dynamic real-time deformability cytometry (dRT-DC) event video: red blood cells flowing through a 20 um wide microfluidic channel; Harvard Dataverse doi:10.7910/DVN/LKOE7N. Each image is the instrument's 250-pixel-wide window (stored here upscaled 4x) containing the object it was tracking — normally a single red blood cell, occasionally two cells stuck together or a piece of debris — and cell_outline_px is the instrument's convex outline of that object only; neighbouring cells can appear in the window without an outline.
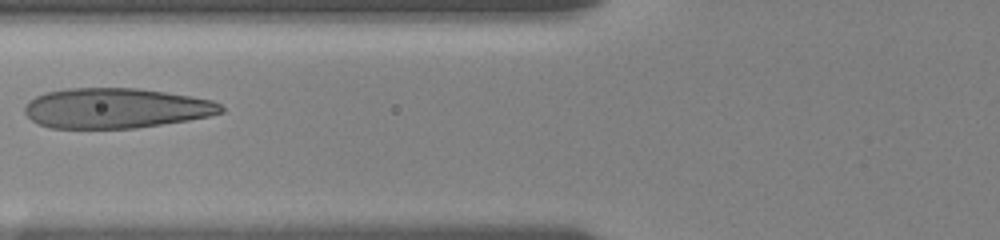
{"species": "human", "species_latin": "Homo sapiens", "temperature_condition": "room temperature", "stored_images_in_passage": 19, "camera_frame_rate_fps": 3000, "um_per_image_px": 0.085, "donor": {"sex": "female"}, "frame": {"image": 1, "passage_image": 16, "time_ms": 6.333, "image_size_px": [1000, 240], "cell_outline_px": [[224, 112], [208, 116], [188, 120], [136, 128], [52, 128], [40, 124], [32, 120], [24, 112], [24, 104], [28, 100], [44, 92], [68, 88], [136, 88], [192, 96], [212, 100], [220, 104], [224, 108]], "centroid_in_image_um": [9.82, 9.19], "position_along_channel_um": 116.0, "area_um2": 45.95}}
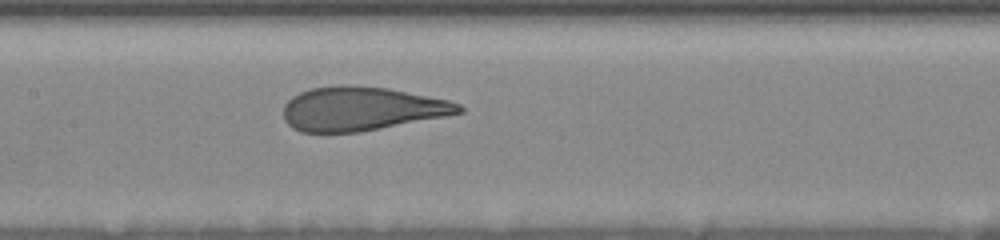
{"frame": {"image": 2, "passage_image": 19, "time_ms": 8.0, "image_size_px": [1000, 240], "cell_outline_px": [[464, 112], [444, 116], [360, 132], [300, 132], [292, 128], [284, 120], [284, 104], [292, 96], [300, 92], [312, 88], [348, 84], [388, 88], [448, 100], [460, 104], [464, 108]], "centroid_in_image_um": [30.7, 9.24], "position_along_channel_um": 176.7, "area_um2": 44.74}}